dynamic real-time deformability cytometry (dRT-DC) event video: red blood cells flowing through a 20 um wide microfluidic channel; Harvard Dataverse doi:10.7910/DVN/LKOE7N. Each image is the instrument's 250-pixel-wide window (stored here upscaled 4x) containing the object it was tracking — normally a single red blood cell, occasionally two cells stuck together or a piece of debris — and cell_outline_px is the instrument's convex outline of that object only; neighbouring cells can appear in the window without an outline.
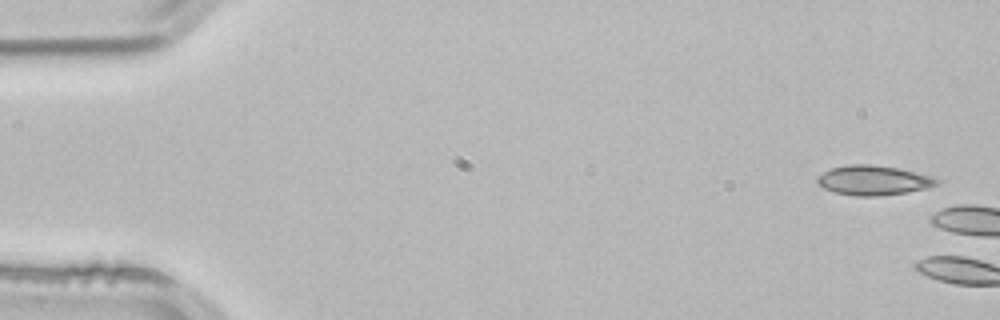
{"species": "common noctule bat (a hibernating species)", "species_latin": "Nyctalus noctula", "temperature_condition": "room temperature", "stored_images_in_passage": 3, "camera_frame_rate_fps": 3000, "um_per_image_px": 0.085, "animal": {"sex": "male", "body_mass_g": 21.5, "forearm_length_mm": 52.0}, "frame": {"image": 1, "passage_image": 1, "time_ms": 0.0, "image_size_px": [1000, 320], "cell_outline_px": [[940, 180], [936, 184], [928, 188], [908, 192], [880, 196], [856, 196], [832, 192], [816, 184], [816, 176], [832, 168], [848, 164], [868, 164], [896, 168], [932, 176]], "centroid_in_image_um": [74.19, 15.34], "position_along_channel_um": 10.8, "area_um2": 20.69}}